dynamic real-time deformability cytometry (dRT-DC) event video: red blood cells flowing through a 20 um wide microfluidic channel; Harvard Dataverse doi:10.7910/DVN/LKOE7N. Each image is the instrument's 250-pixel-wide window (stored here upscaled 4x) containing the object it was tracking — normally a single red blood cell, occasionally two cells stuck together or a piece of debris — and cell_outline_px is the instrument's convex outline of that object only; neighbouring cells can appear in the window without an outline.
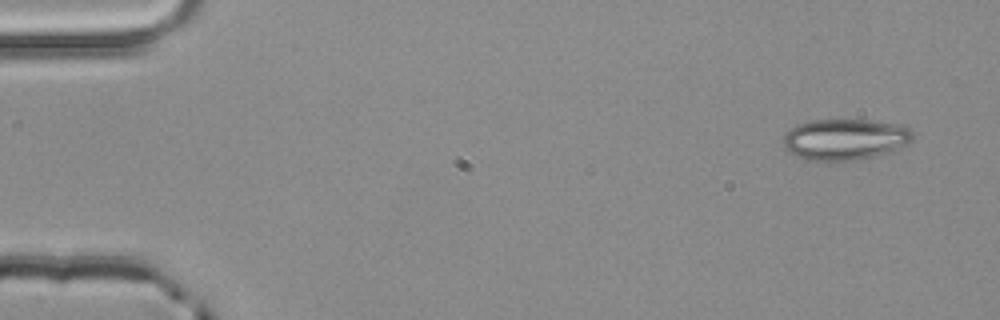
{"species": "common noctule bat (a hibernating species)", "species_latin": "Nyctalus noctula", "temperature_condition": "room temperature", "stored_images_in_passage": 4, "camera_frame_rate_fps": 3000, "um_per_image_px": 0.085, "animal": {"sex": "male", "body_mass_g": 20.4}, "frame": {"image": 1, "passage_image": 1, "time_ms": 0.0, "image_size_px": [1000, 320], "cell_outline_px": [[912, 140], [908, 144], [896, 152], [852, 160], [824, 164], [788, 152], [784, 148], [784, 136], [792, 128], [808, 120], [872, 120], [904, 124], [912, 132]], "centroid_in_image_um": [71.89, 11.87], "position_along_channel_um": 13.1, "area_um2": 31.67}}